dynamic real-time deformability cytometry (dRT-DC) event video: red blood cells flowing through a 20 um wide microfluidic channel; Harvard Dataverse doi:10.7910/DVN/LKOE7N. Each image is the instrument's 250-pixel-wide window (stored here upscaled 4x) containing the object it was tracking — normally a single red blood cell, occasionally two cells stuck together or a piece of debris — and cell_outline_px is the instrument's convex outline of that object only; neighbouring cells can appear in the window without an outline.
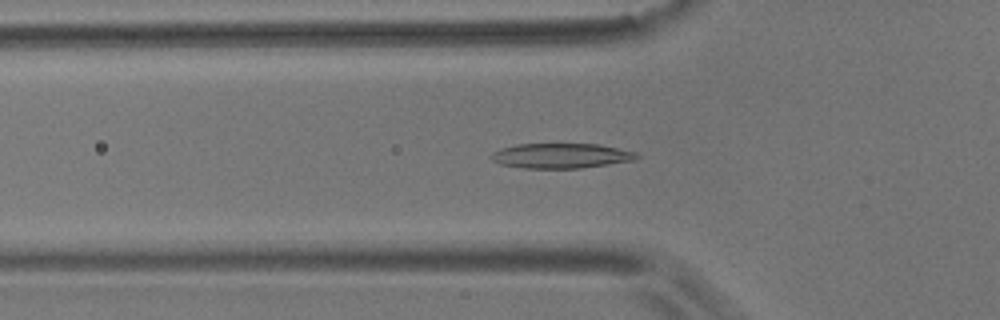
{"species": "common noctule bat (a hibernating species)", "species_latin": "Nyctalus noctula", "temperature_condition": "room temperature", "stored_images_in_passage": 44, "camera_frame_rate_fps": 3000, "um_per_image_px": 0.085, "animal": {"sex": "male", "body_mass_g": 17.9}, "frame": {"image": 1, "passage_image": 6, "time_ms": 1.667, "image_size_px": [1000, 320], "cell_outline_px": [[640, 156], [636, 160], [580, 168], [524, 168], [500, 164], [492, 160], [492, 152], [500, 148], [516, 144], [600, 144], [636, 152]], "centroid_in_image_um": [47.7, 13.23], "position_along_channel_um": 78.1, "area_um2": 21.15}}
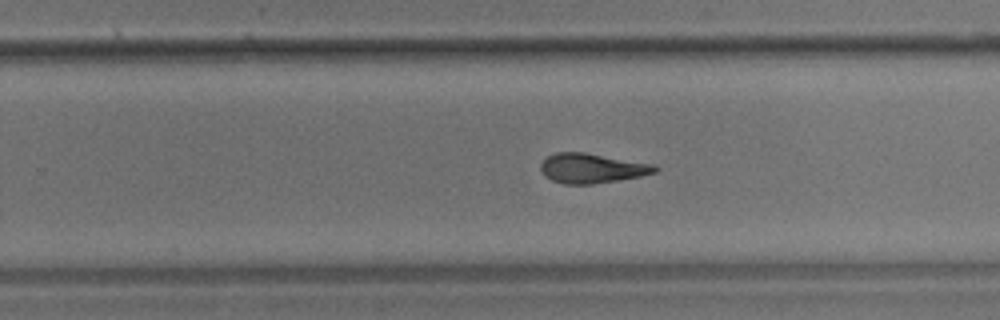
{"frame": {"image": 2, "passage_image": 23, "time_ms": 7.333, "image_size_px": [1000, 320], "cell_outline_px": [[660, 168], [656, 172], [640, 176], [592, 184], [564, 184], [552, 180], [544, 176], [540, 168], [540, 164], [548, 156], [556, 152], [584, 152], [656, 164]], "centroid_in_image_um": [50.32, 14.29], "position_along_channel_um": 279.5, "area_um2": 19.83}}
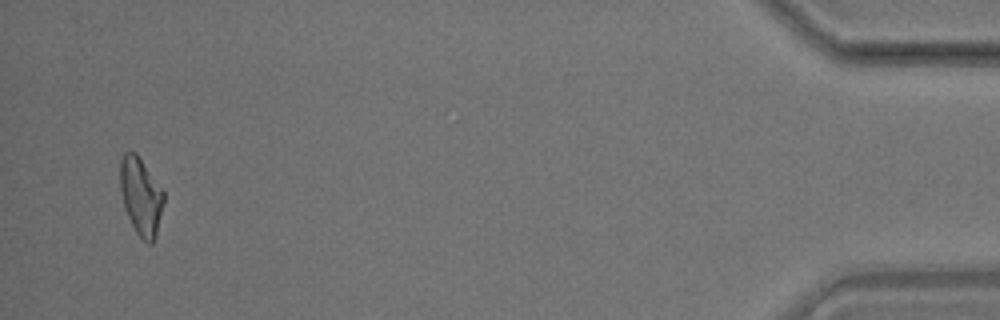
{"frame": {"image": 3, "passage_image": 42, "time_ms": 13.667, "image_size_px": [1000, 320], "cell_outline_px": [[164, 200], [156, 236], [152, 244], [148, 244], [136, 232], [124, 208], [120, 192], [120, 160], [124, 152], [136, 152], [164, 192]], "centroid_in_image_um": [11.96, 16.68], "position_along_channel_um": 423.2, "area_um2": 19.59}, "authors_computed_cell_mechanics": {"area_um2": 19.8254, "velocity_mm_per_s": 3.5442, "shape_relaxation_time_tau1_ms": 11.0891, "shape_relaxation_time_tau2_ms": 3.5218, "deformation_change_tau1": 0.2735, "deformation_change_tau2": 0.1281}}